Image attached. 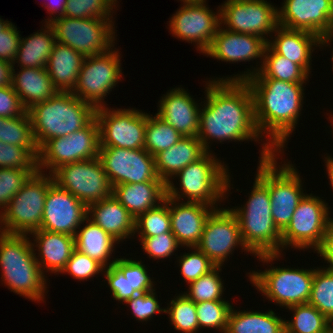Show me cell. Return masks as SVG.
Segmentation results:
<instances>
[{"instance_id": "55", "label": "cell", "mask_w": 333, "mask_h": 333, "mask_svg": "<svg viewBox=\"0 0 333 333\" xmlns=\"http://www.w3.org/2000/svg\"><path fill=\"white\" fill-rule=\"evenodd\" d=\"M320 257L328 264V269L333 270V218L331 217L326 232L324 234L323 243L320 248L316 251Z\"/></svg>"}, {"instance_id": "44", "label": "cell", "mask_w": 333, "mask_h": 333, "mask_svg": "<svg viewBox=\"0 0 333 333\" xmlns=\"http://www.w3.org/2000/svg\"><path fill=\"white\" fill-rule=\"evenodd\" d=\"M117 2V0H67L64 16L113 19L114 10L118 7Z\"/></svg>"}, {"instance_id": "23", "label": "cell", "mask_w": 333, "mask_h": 333, "mask_svg": "<svg viewBox=\"0 0 333 333\" xmlns=\"http://www.w3.org/2000/svg\"><path fill=\"white\" fill-rule=\"evenodd\" d=\"M158 102L156 113L161 119L176 129L182 136H197L201 106L184 88L168 90Z\"/></svg>"}, {"instance_id": "18", "label": "cell", "mask_w": 333, "mask_h": 333, "mask_svg": "<svg viewBox=\"0 0 333 333\" xmlns=\"http://www.w3.org/2000/svg\"><path fill=\"white\" fill-rule=\"evenodd\" d=\"M98 158L112 187L119 184L162 181L156 171L155 157L144 148L100 147Z\"/></svg>"}, {"instance_id": "50", "label": "cell", "mask_w": 333, "mask_h": 333, "mask_svg": "<svg viewBox=\"0 0 333 333\" xmlns=\"http://www.w3.org/2000/svg\"><path fill=\"white\" fill-rule=\"evenodd\" d=\"M143 251L153 259H166L174 255L182 247L172 232L162 233L153 237H138Z\"/></svg>"}, {"instance_id": "40", "label": "cell", "mask_w": 333, "mask_h": 333, "mask_svg": "<svg viewBox=\"0 0 333 333\" xmlns=\"http://www.w3.org/2000/svg\"><path fill=\"white\" fill-rule=\"evenodd\" d=\"M221 270L222 266H215L196 281L187 284L189 289L184 294L194 303L226 300L222 298L225 289L222 277L219 275Z\"/></svg>"}, {"instance_id": "30", "label": "cell", "mask_w": 333, "mask_h": 333, "mask_svg": "<svg viewBox=\"0 0 333 333\" xmlns=\"http://www.w3.org/2000/svg\"><path fill=\"white\" fill-rule=\"evenodd\" d=\"M207 151L197 136H186L170 148L155 156L156 171L159 178L167 184L190 163L202 158Z\"/></svg>"}, {"instance_id": "7", "label": "cell", "mask_w": 333, "mask_h": 333, "mask_svg": "<svg viewBox=\"0 0 333 333\" xmlns=\"http://www.w3.org/2000/svg\"><path fill=\"white\" fill-rule=\"evenodd\" d=\"M278 154L281 153L258 161L256 177L269 190L272 218L282 233L289 225L297 205L307 193H304L298 169L291 161L278 164Z\"/></svg>"}, {"instance_id": "3", "label": "cell", "mask_w": 333, "mask_h": 333, "mask_svg": "<svg viewBox=\"0 0 333 333\" xmlns=\"http://www.w3.org/2000/svg\"><path fill=\"white\" fill-rule=\"evenodd\" d=\"M252 187L243 206L229 209L238 219L245 247L260 262L274 264L283 253L281 232L272 218L269 190L257 177Z\"/></svg>"}, {"instance_id": "34", "label": "cell", "mask_w": 333, "mask_h": 333, "mask_svg": "<svg viewBox=\"0 0 333 333\" xmlns=\"http://www.w3.org/2000/svg\"><path fill=\"white\" fill-rule=\"evenodd\" d=\"M225 333H285V318L273 310L237 311L233 306Z\"/></svg>"}, {"instance_id": "8", "label": "cell", "mask_w": 333, "mask_h": 333, "mask_svg": "<svg viewBox=\"0 0 333 333\" xmlns=\"http://www.w3.org/2000/svg\"><path fill=\"white\" fill-rule=\"evenodd\" d=\"M53 181L49 173L32 175L0 213V232L29 235L41 229L45 198Z\"/></svg>"}, {"instance_id": "32", "label": "cell", "mask_w": 333, "mask_h": 333, "mask_svg": "<svg viewBox=\"0 0 333 333\" xmlns=\"http://www.w3.org/2000/svg\"><path fill=\"white\" fill-rule=\"evenodd\" d=\"M85 56L69 46L56 42L46 69L54 87L60 92H72Z\"/></svg>"}, {"instance_id": "11", "label": "cell", "mask_w": 333, "mask_h": 333, "mask_svg": "<svg viewBox=\"0 0 333 333\" xmlns=\"http://www.w3.org/2000/svg\"><path fill=\"white\" fill-rule=\"evenodd\" d=\"M120 55L114 46L105 53L86 56L72 93L96 109L106 107L104 98L123 78Z\"/></svg>"}, {"instance_id": "31", "label": "cell", "mask_w": 333, "mask_h": 333, "mask_svg": "<svg viewBox=\"0 0 333 333\" xmlns=\"http://www.w3.org/2000/svg\"><path fill=\"white\" fill-rule=\"evenodd\" d=\"M14 68L13 66L11 86L26 110L58 92L46 68L19 67L21 70L17 73Z\"/></svg>"}, {"instance_id": "35", "label": "cell", "mask_w": 333, "mask_h": 333, "mask_svg": "<svg viewBox=\"0 0 333 333\" xmlns=\"http://www.w3.org/2000/svg\"><path fill=\"white\" fill-rule=\"evenodd\" d=\"M43 26L45 29H40V32L21 37L13 66L19 63V67L46 68L56 39L52 27L48 23Z\"/></svg>"}, {"instance_id": "12", "label": "cell", "mask_w": 333, "mask_h": 333, "mask_svg": "<svg viewBox=\"0 0 333 333\" xmlns=\"http://www.w3.org/2000/svg\"><path fill=\"white\" fill-rule=\"evenodd\" d=\"M329 205L318 196L306 194L297 205L287 228L281 233L282 252L287 247L317 251L331 218Z\"/></svg>"}, {"instance_id": "49", "label": "cell", "mask_w": 333, "mask_h": 333, "mask_svg": "<svg viewBox=\"0 0 333 333\" xmlns=\"http://www.w3.org/2000/svg\"><path fill=\"white\" fill-rule=\"evenodd\" d=\"M104 268L97 260L75 248L61 273H68L79 281H87L99 273L103 274Z\"/></svg>"}, {"instance_id": "60", "label": "cell", "mask_w": 333, "mask_h": 333, "mask_svg": "<svg viewBox=\"0 0 333 333\" xmlns=\"http://www.w3.org/2000/svg\"><path fill=\"white\" fill-rule=\"evenodd\" d=\"M10 23V21H4V19H1L0 17V32Z\"/></svg>"}, {"instance_id": "52", "label": "cell", "mask_w": 333, "mask_h": 333, "mask_svg": "<svg viewBox=\"0 0 333 333\" xmlns=\"http://www.w3.org/2000/svg\"><path fill=\"white\" fill-rule=\"evenodd\" d=\"M147 267L140 260L128 259L129 299L138 293L153 291L155 281L150 277Z\"/></svg>"}, {"instance_id": "46", "label": "cell", "mask_w": 333, "mask_h": 333, "mask_svg": "<svg viewBox=\"0 0 333 333\" xmlns=\"http://www.w3.org/2000/svg\"><path fill=\"white\" fill-rule=\"evenodd\" d=\"M192 251L176 257L180 266V275L186 283L196 281L199 277L212 270L216 265L197 247H189ZM194 249V250H193Z\"/></svg>"}, {"instance_id": "47", "label": "cell", "mask_w": 333, "mask_h": 333, "mask_svg": "<svg viewBox=\"0 0 333 333\" xmlns=\"http://www.w3.org/2000/svg\"><path fill=\"white\" fill-rule=\"evenodd\" d=\"M38 170L0 168V213Z\"/></svg>"}, {"instance_id": "42", "label": "cell", "mask_w": 333, "mask_h": 333, "mask_svg": "<svg viewBox=\"0 0 333 333\" xmlns=\"http://www.w3.org/2000/svg\"><path fill=\"white\" fill-rule=\"evenodd\" d=\"M308 304L316 307L329 320L333 317V270L324 266L314 269Z\"/></svg>"}, {"instance_id": "4", "label": "cell", "mask_w": 333, "mask_h": 333, "mask_svg": "<svg viewBox=\"0 0 333 333\" xmlns=\"http://www.w3.org/2000/svg\"><path fill=\"white\" fill-rule=\"evenodd\" d=\"M28 236L0 232V279L11 292L41 303L45 302L48 292V277L36 261L32 241Z\"/></svg>"}, {"instance_id": "58", "label": "cell", "mask_w": 333, "mask_h": 333, "mask_svg": "<svg viewBox=\"0 0 333 333\" xmlns=\"http://www.w3.org/2000/svg\"><path fill=\"white\" fill-rule=\"evenodd\" d=\"M333 42V0H332V13L328 25V36H323L320 38V46L318 48L327 47ZM330 43V44H329ZM327 44V45H326Z\"/></svg>"}, {"instance_id": "27", "label": "cell", "mask_w": 333, "mask_h": 333, "mask_svg": "<svg viewBox=\"0 0 333 333\" xmlns=\"http://www.w3.org/2000/svg\"><path fill=\"white\" fill-rule=\"evenodd\" d=\"M87 217L119 244L135 236V219L113 196L88 206Z\"/></svg>"}, {"instance_id": "17", "label": "cell", "mask_w": 333, "mask_h": 333, "mask_svg": "<svg viewBox=\"0 0 333 333\" xmlns=\"http://www.w3.org/2000/svg\"><path fill=\"white\" fill-rule=\"evenodd\" d=\"M100 147L141 149L145 144L147 112L135 108L96 109Z\"/></svg>"}, {"instance_id": "57", "label": "cell", "mask_w": 333, "mask_h": 333, "mask_svg": "<svg viewBox=\"0 0 333 333\" xmlns=\"http://www.w3.org/2000/svg\"><path fill=\"white\" fill-rule=\"evenodd\" d=\"M13 64L0 60V87L11 85Z\"/></svg>"}, {"instance_id": "10", "label": "cell", "mask_w": 333, "mask_h": 333, "mask_svg": "<svg viewBox=\"0 0 333 333\" xmlns=\"http://www.w3.org/2000/svg\"><path fill=\"white\" fill-rule=\"evenodd\" d=\"M250 283L268 301L280 307L306 304L311 294L314 268L269 267L263 271H250Z\"/></svg>"}, {"instance_id": "61", "label": "cell", "mask_w": 333, "mask_h": 333, "mask_svg": "<svg viewBox=\"0 0 333 333\" xmlns=\"http://www.w3.org/2000/svg\"><path fill=\"white\" fill-rule=\"evenodd\" d=\"M330 333H333V317L330 319Z\"/></svg>"}, {"instance_id": "6", "label": "cell", "mask_w": 333, "mask_h": 333, "mask_svg": "<svg viewBox=\"0 0 333 333\" xmlns=\"http://www.w3.org/2000/svg\"><path fill=\"white\" fill-rule=\"evenodd\" d=\"M27 112L38 148L50 139L68 136L88 126L96 118V108L72 92L58 91L50 99L33 105Z\"/></svg>"}, {"instance_id": "25", "label": "cell", "mask_w": 333, "mask_h": 333, "mask_svg": "<svg viewBox=\"0 0 333 333\" xmlns=\"http://www.w3.org/2000/svg\"><path fill=\"white\" fill-rule=\"evenodd\" d=\"M29 235L33 237L32 245L36 248L33 250L38 251L34 252L35 258L43 274L46 275L48 272L60 274L75 249L74 236L41 229Z\"/></svg>"}, {"instance_id": "37", "label": "cell", "mask_w": 333, "mask_h": 333, "mask_svg": "<svg viewBox=\"0 0 333 333\" xmlns=\"http://www.w3.org/2000/svg\"><path fill=\"white\" fill-rule=\"evenodd\" d=\"M183 137L159 116L147 113L144 149L153 157L170 148Z\"/></svg>"}, {"instance_id": "62", "label": "cell", "mask_w": 333, "mask_h": 333, "mask_svg": "<svg viewBox=\"0 0 333 333\" xmlns=\"http://www.w3.org/2000/svg\"><path fill=\"white\" fill-rule=\"evenodd\" d=\"M329 119L331 120L330 122L332 123V124H330V126H331V125L333 126V119L330 118V116H329ZM332 129H333V127H332ZM331 132L333 133V130H332Z\"/></svg>"}, {"instance_id": "5", "label": "cell", "mask_w": 333, "mask_h": 333, "mask_svg": "<svg viewBox=\"0 0 333 333\" xmlns=\"http://www.w3.org/2000/svg\"><path fill=\"white\" fill-rule=\"evenodd\" d=\"M228 168L213 152H207L172 178L178 179L180 188L172 180L166 184V197L182 202L204 203L217 209L218 205L221 206L220 202L228 197L233 185Z\"/></svg>"}, {"instance_id": "43", "label": "cell", "mask_w": 333, "mask_h": 333, "mask_svg": "<svg viewBox=\"0 0 333 333\" xmlns=\"http://www.w3.org/2000/svg\"><path fill=\"white\" fill-rule=\"evenodd\" d=\"M233 304L228 300L205 301L196 303V313L201 328H211L225 333L229 313Z\"/></svg>"}, {"instance_id": "14", "label": "cell", "mask_w": 333, "mask_h": 333, "mask_svg": "<svg viewBox=\"0 0 333 333\" xmlns=\"http://www.w3.org/2000/svg\"><path fill=\"white\" fill-rule=\"evenodd\" d=\"M52 176L55 183L87 207L112 196L113 187L98 157L61 165Z\"/></svg>"}, {"instance_id": "53", "label": "cell", "mask_w": 333, "mask_h": 333, "mask_svg": "<svg viewBox=\"0 0 333 333\" xmlns=\"http://www.w3.org/2000/svg\"><path fill=\"white\" fill-rule=\"evenodd\" d=\"M19 33L12 22L0 32V60L13 64L21 39Z\"/></svg>"}, {"instance_id": "1", "label": "cell", "mask_w": 333, "mask_h": 333, "mask_svg": "<svg viewBox=\"0 0 333 333\" xmlns=\"http://www.w3.org/2000/svg\"><path fill=\"white\" fill-rule=\"evenodd\" d=\"M197 138L207 152L212 141H262L254 117V101L246 81H205ZM261 138V139H260Z\"/></svg>"}, {"instance_id": "28", "label": "cell", "mask_w": 333, "mask_h": 333, "mask_svg": "<svg viewBox=\"0 0 333 333\" xmlns=\"http://www.w3.org/2000/svg\"><path fill=\"white\" fill-rule=\"evenodd\" d=\"M256 66H252V69L247 68L244 73L233 74V77H217L213 79L214 81H246L248 78H272L291 83H306V81L308 82V77H310L298 64L277 54L268 44L262 64Z\"/></svg>"}, {"instance_id": "22", "label": "cell", "mask_w": 333, "mask_h": 333, "mask_svg": "<svg viewBox=\"0 0 333 333\" xmlns=\"http://www.w3.org/2000/svg\"><path fill=\"white\" fill-rule=\"evenodd\" d=\"M266 46L267 41L259 36L231 32L220 25L210 48L204 54L227 63L238 64L256 59L261 60V64Z\"/></svg>"}, {"instance_id": "54", "label": "cell", "mask_w": 333, "mask_h": 333, "mask_svg": "<svg viewBox=\"0 0 333 333\" xmlns=\"http://www.w3.org/2000/svg\"><path fill=\"white\" fill-rule=\"evenodd\" d=\"M26 111L11 85L0 87V117H17Z\"/></svg>"}, {"instance_id": "24", "label": "cell", "mask_w": 333, "mask_h": 333, "mask_svg": "<svg viewBox=\"0 0 333 333\" xmlns=\"http://www.w3.org/2000/svg\"><path fill=\"white\" fill-rule=\"evenodd\" d=\"M214 209L204 203L169 198L171 232L182 247L187 249L198 245L204 224Z\"/></svg>"}, {"instance_id": "20", "label": "cell", "mask_w": 333, "mask_h": 333, "mask_svg": "<svg viewBox=\"0 0 333 333\" xmlns=\"http://www.w3.org/2000/svg\"><path fill=\"white\" fill-rule=\"evenodd\" d=\"M87 215L88 207L53 181L45 198L41 230L75 236Z\"/></svg>"}, {"instance_id": "48", "label": "cell", "mask_w": 333, "mask_h": 333, "mask_svg": "<svg viewBox=\"0 0 333 333\" xmlns=\"http://www.w3.org/2000/svg\"><path fill=\"white\" fill-rule=\"evenodd\" d=\"M103 273L113 300L123 304L129 299L128 258H116L114 264L104 268Z\"/></svg>"}, {"instance_id": "51", "label": "cell", "mask_w": 333, "mask_h": 333, "mask_svg": "<svg viewBox=\"0 0 333 333\" xmlns=\"http://www.w3.org/2000/svg\"><path fill=\"white\" fill-rule=\"evenodd\" d=\"M156 289L149 292L138 293L131 299L126 300L124 303L128 304L131 308V314L134 316L136 321L151 320L155 314L165 312V308L160 307L159 301L156 297Z\"/></svg>"}, {"instance_id": "33", "label": "cell", "mask_w": 333, "mask_h": 333, "mask_svg": "<svg viewBox=\"0 0 333 333\" xmlns=\"http://www.w3.org/2000/svg\"><path fill=\"white\" fill-rule=\"evenodd\" d=\"M82 225L74 236L75 248L97 260L104 267L114 264L116 259L113 258L111 261L112 253L119 243L88 217Z\"/></svg>"}, {"instance_id": "13", "label": "cell", "mask_w": 333, "mask_h": 333, "mask_svg": "<svg viewBox=\"0 0 333 333\" xmlns=\"http://www.w3.org/2000/svg\"><path fill=\"white\" fill-rule=\"evenodd\" d=\"M99 148V124L95 118L88 126L68 136L46 141L39 148L38 171L46 173L48 169L52 174L61 165L96 158Z\"/></svg>"}, {"instance_id": "29", "label": "cell", "mask_w": 333, "mask_h": 333, "mask_svg": "<svg viewBox=\"0 0 333 333\" xmlns=\"http://www.w3.org/2000/svg\"><path fill=\"white\" fill-rule=\"evenodd\" d=\"M112 196L136 219L165 200L166 184L163 181L119 184L113 187Z\"/></svg>"}, {"instance_id": "45", "label": "cell", "mask_w": 333, "mask_h": 333, "mask_svg": "<svg viewBox=\"0 0 333 333\" xmlns=\"http://www.w3.org/2000/svg\"><path fill=\"white\" fill-rule=\"evenodd\" d=\"M39 148H25L0 141V168L38 170Z\"/></svg>"}, {"instance_id": "38", "label": "cell", "mask_w": 333, "mask_h": 333, "mask_svg": "<svg viewBox=\"0 0 333 333\" xmlns=\"http://www.w3.org/2000/svg\"><path fill=\"white\" fill-rule=\"evenodd\" d=\"M0 141L25 148H38L27 111L17 117H0Z\"/></svg>"}, {"instance_id": "15", "label": "cell", "mask_w": 333, "mask_h": 333, "mask_svg": "<svg viewBox=\"0 0 333 333\" xmlns=\"http://www.w3.org/2000/svg\"><path fill=\"white\" fill-rule=\"evenodd\" d=\"M183 4L172 15L169 30L172 36L188 43H195L199 53H205L217 33L220 20L218 11L209 9L206 0H181Z\"/></svg>"}, {"instance_id": "36", "label": "cell", "mask_w": 333, "mask_h": 333, "mask_svg": "<svg viewBox=\"0 0 333 333\" xmlns=\"http://www.w3.org/2000/svg\"><path fill=\"white\" fill-rule=\"evenodd\" d=\"M292 320L285 319V333H330V320L316 307L306 303L287 307Z\"/></svg>"}, {"instance_id": "41", "label": "cell", "mask_w": 333, "mask_h": 333, "mask_svg": "<svg viewBox=\"0 0 333 333\" xmlns=\"http://www.w3.org/2000/svg\"><path fill=\"white\" fill-rule=\"evenodd\" d=\"M166 232H171L169 197L135 219V235L137 233L139 237H153Z\"/></svg>"}, {"instance_id": "26", "label": "cell", "mask_w": 333, "mask_h": 333, "mask_svg": "<svg viewBox=\"0 0 333 333\" xmlns=\"http://www.w3.org/2000/svg\"><path fill=\"white\" fill-rule=\"evenodd\" d=\"M274 36L269 37L271 39L267 44L277 54L298 64L308 75H311V56L316 50L315 47L320 46V37L303 30H292L281 26L275 29Z\"/></svg>"}, {"instance_id": "2", "label": "cell", "mask_w": 333, "mask_h": 333, "mask_svg": "<svg viewBox=\"0 0 333 333\" xmlns=\"http://www.w3.org/2000/svg\"><path fill=\"white\" fill-rule=\"evenodd\" d=\"M254 101L257 129L265 141L259 161L284 153L288 138L295 131L304 103V84L272 78H248ZM267 137V138H266Z\"/></svg>"}, {"instance_id": "19", "label": "cell", "mask_w": 333, "mask_h": 333, "mask_svg": "<svg viewBox=\"0 0 333 333\" xmlns=\"http://www.w3.org/2000/svg\"><path fill=\"white\" fill-rule=\"evenodd\" d=\"M238 246L242 251L251 253L242 241L236 215L229 207L214 209L204 224L201 240L196 247L216 266H223Z\"/></svg>"}, {"instance_id": "21", "label": "cell", "mask_w": 333, "mask_h": 333, "mask_svg": "<svg viewBox=\"0 0 333 333\" xmlns=\"http://www.w3.org/2000/svg\"><path fill=\"white\" fill-rule=\"evenodd\" d=\"M331 13L332 0H284L278 8V24L322 38L328 36Z\"/></svg>"}, {"instance_id": "16", "label": "cell", "mask_w": 333, "mask_h": 333, "mask_svg": "<svg viewBox=\"0 0 333 333\" xmlns=\"http://www.w3.org/2000/svg\"><path fill=\"white\" fill-rule=\"evenodd\" d=\"M220 20L228 31L259 36L267 42L279 26L278 8L267 0H226L220 5Z\"/></svg>"}, {"instance_id": "59", "label": "cell", "mask_w": 333, "mask_h": 333, "mask_svg": "<svg viewBox=\"0 0 333 333\" xmlns=\"http://www.w3.org/2000/svg\"><path fill=\"white\" fill-rule=\"evenodd\" d=\"M325 158V166H326V171L328 174V179H329V185H331V188L333 190V157H331L330 155H327Z\"/></svg>"}, {"instance_id": "39", "label": "cell", "mask_w": 333, "mask_h": 333, "mask_svg": "<svg viewBox=\"0 0 333 333\" xmlns=\"http://www.w3.org/2000/svg\"><path fill=\"white\" fill-rule=\"evenodd\" d=\"M168 307L165 312L170 319V325L176 331L182 333H197L199 330V323L196 313V303L191 301L184 293L177 296L167 303Z\"/></svg>"}, {"instance_id": "9", "label": "cell", "mask_w": 333, "mask_h": 333, "mask_svg": "<svg viewBox=\"0 0 333 333\" xmlns=\"http://www.w3.org/2000/svg\"><path fill=\"white\" fill-rule=\"evenodd\" d=\"M115 21L103 18H54L52 27L56 42L71 47L85 57L99 55L115 46Z\"/></svg>"}, {"instance_id": "56", "label": "cell", "mask_w": 333, "mask_h": 333, "mask_svg": "<svg viewBox=\"0 0 333 333\" xmlns=\"http://www.w3.org/2000/svg\"><path fill=\"white\" fill-rule=\"evenodd\" d=\"M66 2L67 0H50V3L47 2L48 4H45V8L47 9V11H49V15L51 16L50 18L48 17V19H45V24L49 23L50 21H52L54 18L57 17H61L64 16V12H65V7H66ZM60 11V12H59ZM58 13V14H57ZM56 16H55V15ZM54 15V16H53ZM53 16V17H52Z\"/></svg>"}, {"instance_id": "63", "label": "cell", "mask_w": 333, "mask_h": 333, "mask_svg": "<svg viewBox=\"0 0 333 333\" xmlns=\"http://www.w3.org/2000/svg\"><path fill=\"white\" fill-rule=\"evenodd\" d=\"M331 62L333 63V50H332ZM332 69H333V65H332Z\"/></svg>"}]
</instances>
